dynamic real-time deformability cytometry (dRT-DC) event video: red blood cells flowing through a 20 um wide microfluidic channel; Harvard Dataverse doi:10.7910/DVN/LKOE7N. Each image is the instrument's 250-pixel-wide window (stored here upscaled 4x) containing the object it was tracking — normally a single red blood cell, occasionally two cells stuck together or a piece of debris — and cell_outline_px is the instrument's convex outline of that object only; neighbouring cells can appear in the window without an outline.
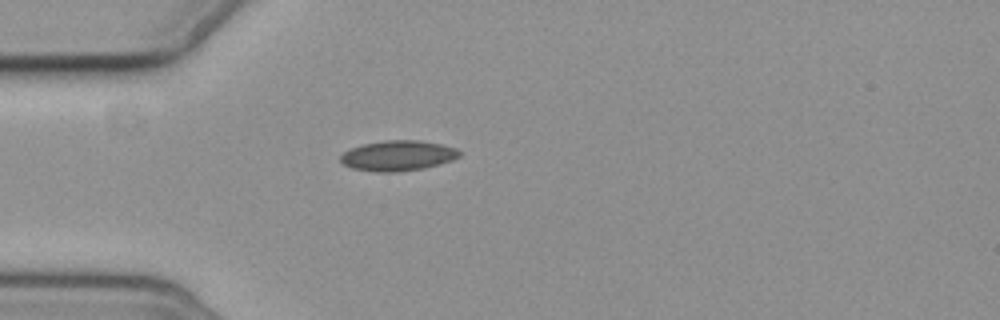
{"species": "common noctule bat (a hibernating species)", "species_latin": "Nyctalus noctula", "temperature_condition": "cold", "stored_images_in_passage": 2, "camera_frame_rate_fps": 3000, "um_per_image_px": 0.085, "animal": {"sex": "female", "body_mass_g": 19.3, "forearm_length_mm": 54.1}, "frame": {"image": 1, "passage_image": 1, "time_ms": 0.0, "image_size_px": [1000, 320], "cell_outline_px": [[460, 156], [452, 160], [440, 164], [424, 168], [396, 172], [376, 172], [352, 168], [344, 164], [340, 160], [340, 156], [344, 152], [352, 148], [364, 144], [384, 140], [420, 140], [440, 144], [456, 148], [460, 152]], "centroid_in_image_um": [33.83, 13.23], "position_along_channel_um": 51.2, "area_um2": 20.92}}